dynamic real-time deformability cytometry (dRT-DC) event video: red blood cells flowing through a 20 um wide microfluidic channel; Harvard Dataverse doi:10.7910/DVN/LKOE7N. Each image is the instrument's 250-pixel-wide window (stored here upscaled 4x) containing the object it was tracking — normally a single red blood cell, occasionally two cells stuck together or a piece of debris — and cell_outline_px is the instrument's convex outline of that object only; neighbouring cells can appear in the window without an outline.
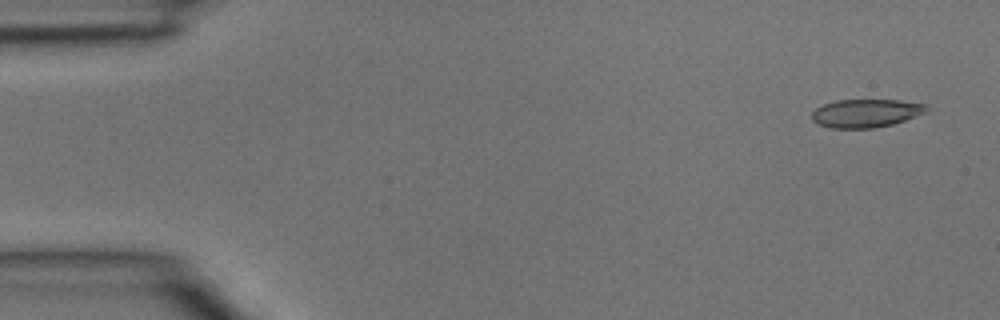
{"species": "common noctule bat (a hibernating species)", "species_latin": "Nyctalus noctula", "temperature_condition": "room temperature", "stored_images_in_passage": 4, "segment_of_instrument_passage": [1, 2], "camera_frame_rate_fps": 3000, "um_per_image_px": 0.085, "animal": {"sex": "male", "body_mass_g": 15.6}, "frame": {"image": 1, "passage_image": 1, "time_ms": 0.0, "image_size_px": [1000, 320], "cell_outline_px": [[928, 108], [924, 112], [904, 120], [892, 124], [876, 128], [832, 128], [816, 124], [812, 120], [812, 112], [816, 108], [824, 104], [836, 100], [900, 100], [924, 104]], "centroid_in_image_um": [73.54, 9.62], "position_along_channel_um": 11.5, "area_um2": 18.73}}